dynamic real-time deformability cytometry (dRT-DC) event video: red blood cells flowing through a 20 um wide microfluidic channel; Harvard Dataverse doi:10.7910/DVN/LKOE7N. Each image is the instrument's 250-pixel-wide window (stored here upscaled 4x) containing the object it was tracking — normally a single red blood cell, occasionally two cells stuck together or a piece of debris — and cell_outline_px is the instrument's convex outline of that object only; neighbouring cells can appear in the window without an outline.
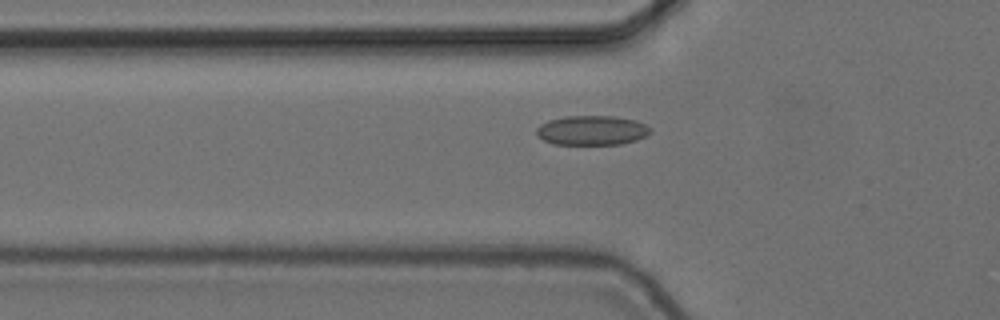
{"species": "common noctule bat (a hibernating species)", "species_latin": "Nyctalus noctula", "temperature_condition": "cold", "stored_images_in_passage": 41, "camera_frame_rate_fps": 3000, "um_per_image_px": 0.085, "animal": {"sex": "female", "body_mass_g": 24.6, "forearm_length_mm": 56.2}, "frame": {"image": 1, "passage_image": 9, "time_ms": 2.667, "image_size_px": [1000, 320], "cell_outline_px": [[652, 132], [636, 140], [620, 144], [552, 144], [536, 136], [536, 128], [540, 124], [548, 120], [564, 116], [612, 116], [636, 120], [652, 128]], "centroid_in_image_um": [50.28, 11.07], "position_along_channel_um": 75.5, "area_um2": 19.71}}
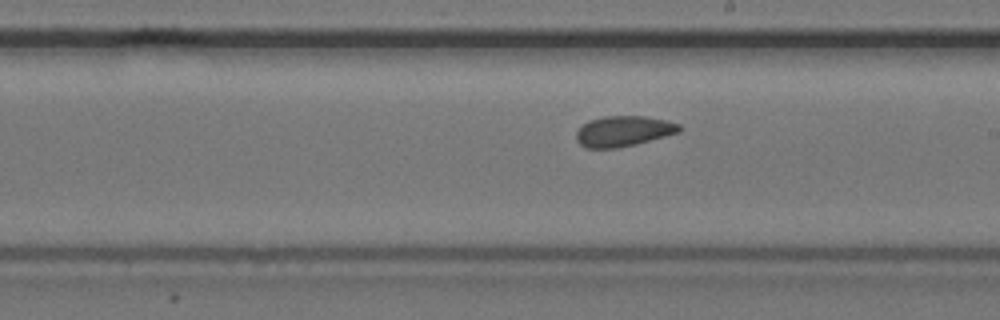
{"frame": {"image": 2, "passage_image": 22, "time_ms": 7.0, "image_size_px": [1000, 320], "cell_outline_px": [[684, 128], [680, 132], [636, 144], [616, 148], [584, 148], [576, 140], [576, 132], [588, 120], [604, 116], [644, 116], [664, 120], [680, 124]], "centroid_in_image_um": [53.0, 11.15], "position_along_channel_um": 236.0, "area_um2": 18.38}}
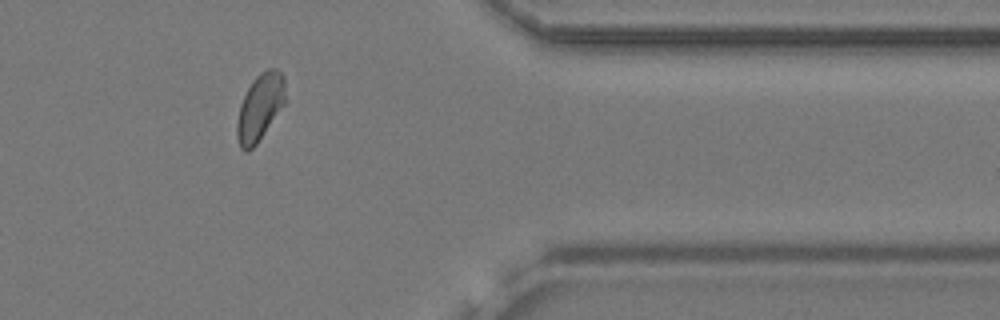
{"frame": {"image": 3, "passage_image": 36, "time_ms": 11.667, "image_size_px": [1000, 320], "cell_outline_px": [[288, 100], [256, 144], [248, 152], [244, 152], [240, 148], [236, 136], [236, 124], [240, 104], [252, 80], [260, 72], [268, 68], [276, 68], [284, 76]], "centroid_in_image_um": [22.12, 9.1], "position_along_channel_um": 389.3, "area_um2": 19.25}}